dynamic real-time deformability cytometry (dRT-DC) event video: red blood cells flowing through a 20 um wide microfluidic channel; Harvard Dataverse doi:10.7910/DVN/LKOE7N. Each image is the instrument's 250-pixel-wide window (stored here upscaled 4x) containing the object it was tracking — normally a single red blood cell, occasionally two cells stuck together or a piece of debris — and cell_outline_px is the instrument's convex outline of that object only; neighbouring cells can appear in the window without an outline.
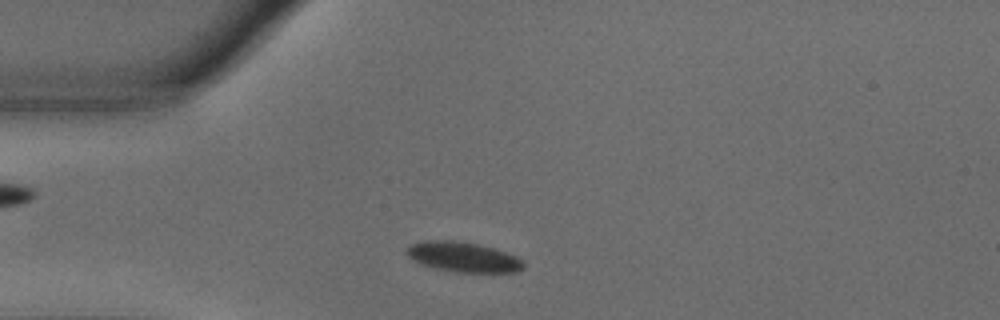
{"species": "common noctule bat (a hibernating species)", "species_latin": "Nyctalus noctula", "temperature_condition": "warm", "stored_images_in_passage": 46, "camera_frame_rate_fps": 3000, "um_per_image_px": 0.085, "animal": {"sex": "male", "body_mass_g": 18.8}, "frame": {"image": 1, "passage_image": 5, "time_ms": 1.333, "image_size_px": [1000, 320], "cell_outline_px": [[524, 268], [516, 272], [456, 272], [436, 268], [420, 264], [412, 260], [404, 252], [412, 244], [424, 240], [452, 240], [480, 244], [516, 256], [524, 264]], "centroid_in_image_um": [39.33, 21.84], "position_along_channel_um": 45.7, "area_um2": 20.35}}
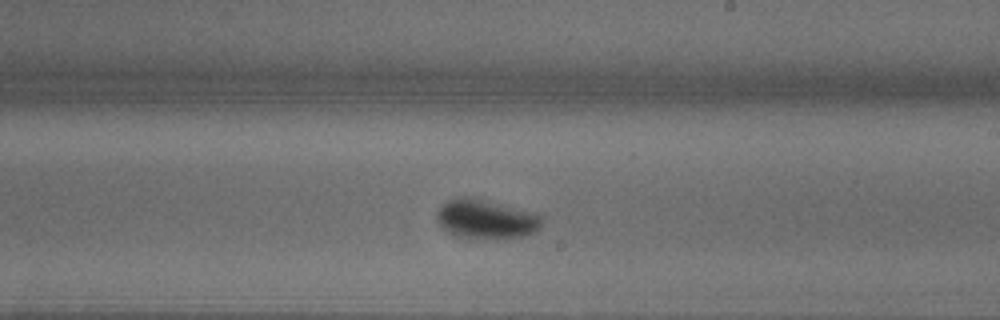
{"frame": {"image": 2, "passage_image": 23, "time_ms": 7.333, "image_size_px": [1000, 320], "cell_outline_px": [[544, 216], [540, 224], [532, 232], [524, 236], [504, 240], [472, 240], [456, 236], [448, 232], [436, 220], [436, 212], [448, 200], [460, 196], [476, 196], [532, 212]], "centroid_in_image_um": [41.29, 18.64], "position_along_channel_um": 247.7, "area_um2": 24.8}}
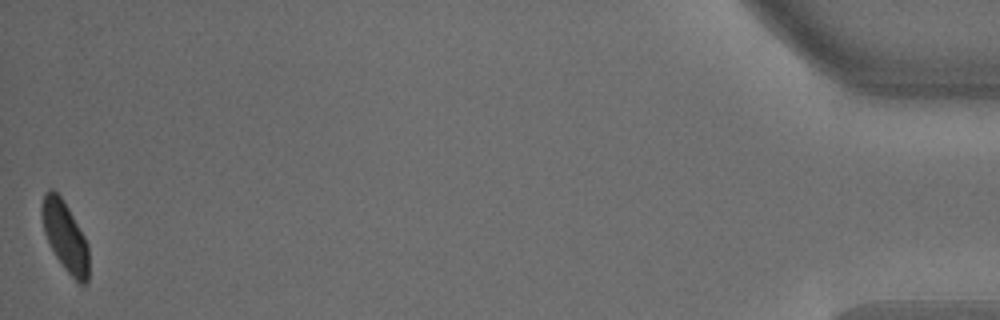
{"frame": {"image": 3, "passage_image": 46, "time_ms": 15.0, "image_size_px": [1000, 320], "cell_outline_px": [[88, 280], [84, 284], [80, 284], [64, 268], [56, 256], [44, 232], [40, 216], [40, 208], [44, 192], [48, 188], [52, 188], [60, 196], [68, 208], [84, 236], [88, 244]], "centroid_in_image_um": [5.5, 20.04], "position_along_channel_um": 429.7, "area_um2": 18.96}, "authors_computed_cell_mechanics": {"area_um2": 20.8658, "velocity_mm_per_s": 3.6294, "shape_relaxation_time_tau1_ms": 3.9921, "shape_relaxation_time_tau2_ms": null, "deformation_change_tau1": 0.1438, "deformation_change_tau2": null}}